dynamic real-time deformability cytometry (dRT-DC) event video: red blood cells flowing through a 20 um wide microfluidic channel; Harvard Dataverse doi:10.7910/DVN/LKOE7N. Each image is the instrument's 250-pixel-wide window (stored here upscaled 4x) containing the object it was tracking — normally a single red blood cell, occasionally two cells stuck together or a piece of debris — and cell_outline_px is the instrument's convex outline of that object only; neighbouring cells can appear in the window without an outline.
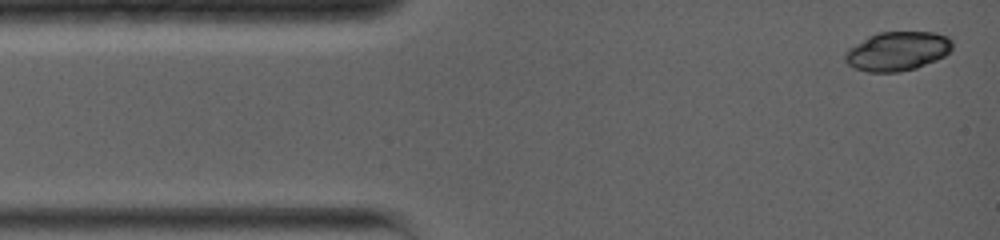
{"species": "common noctule bat (a hibernating species)", "species_latin": "Nyctalus noctula", "temperature_condition": "warm", "stored_images_in_passage": 7, "camera_frame_rate_fps": 5000, "um_per_image_px": 0.085, "animal": {"sex": "female", "body_mass_g": 19.0, "forearm_length_mm": 56.7}, "frame": {"image": 1, "passage_image": 1, "time_ms": 0.0, "image_size_px": [1000, 240], "cell_outline_px": [[952, 48], [944, 56], [936, 60], [916, 68], [900, 72], [868, 72], [856, 68], [848, 64], [844, 60], [844, 52], [848, 48], [868, 36], [880, 32], [936, 32], [948, 36], [952, 40]], "centroid_in_image_um": [76.27, 4.34], "position_along_channel_um": 8.7, "area_um2": 24.57}}
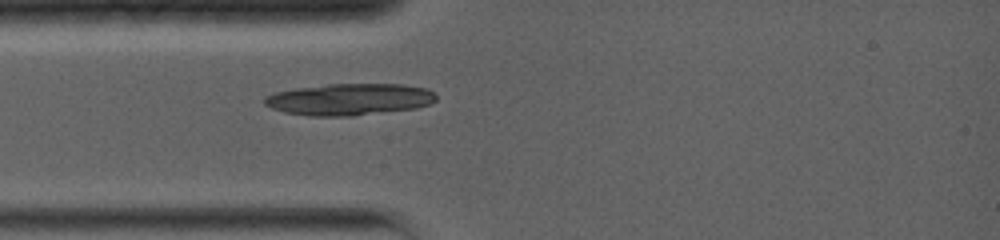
{"frame": {"image": 2, "passage_image": 7, "time_ms": 3.0, "image_size_px": [1000, 240], "cell_outline_px": [[436, 100], [428, 104], [416, 108], [352, 116], [308, 116], [284, 112], [272, 108], [264, 104], [264, 96], [272, 92], [296, 88], [328, 84], [400, 84], [424, 88], [436, 92]], "centroid_in_image_um": [29.66, 8.44], "position_along_channel_um": 55.3, "area_um2": 31.85}}